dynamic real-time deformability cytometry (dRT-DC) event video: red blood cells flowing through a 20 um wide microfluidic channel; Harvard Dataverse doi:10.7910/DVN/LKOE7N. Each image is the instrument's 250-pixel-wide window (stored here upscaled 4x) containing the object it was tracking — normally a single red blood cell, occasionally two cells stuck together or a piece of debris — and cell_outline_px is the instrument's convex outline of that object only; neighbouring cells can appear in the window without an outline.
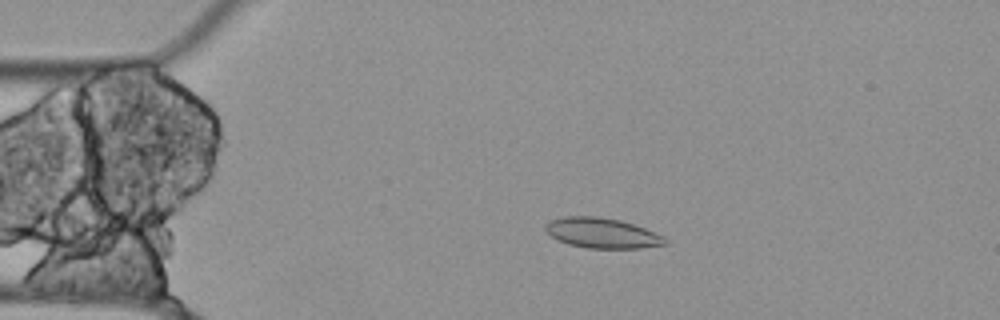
{"species": "Egyptian fruit bat (a non-hibernating species)", "species_latin": "Rousettus aegyptiacus", "temperature_condition": "cold", "stored_images_in_passage": 56, "camera_frame_rate_fps": 3000, "um_per_image_px": 0.085, "animal": {"sex": "female"}, "frame": {"image": 1, "passage_image": 12, "time_ms": 3.667, "image_size_px": [1000, 320], "cell_outline_px": [[668, 240], [664, 244], [640, 248], [588, 248], [568, 244], [552, 236], [544, 228], [544, 224], [552, 220], [564, 216], [596, 216], [620, 220], [644, 228], [664, 236]], "centroid_in_image_um": [51.17, 19.8], "position_along_channel_um": 33.8, "area_um2": 20.81}}
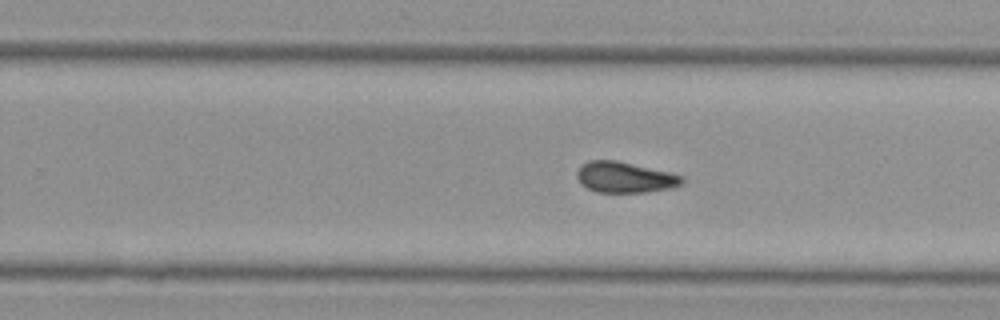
{"frame": {"image": 2, "passage_image": 35, "time_ms": 11.333, "image_size_px": [1000, 320], "cell_outline_px": [[684, 184], [672, 188], [644, 192], [596, 192], [580, 184], [576, 176], [576, 172], [580, 164], [588, 160], [616, 160], [672, 172], [684, 176]], "centroid_in_image_um": [53.12, 15.06], "position_along_channel_um": 276.7, "area_um2": 19.25}}
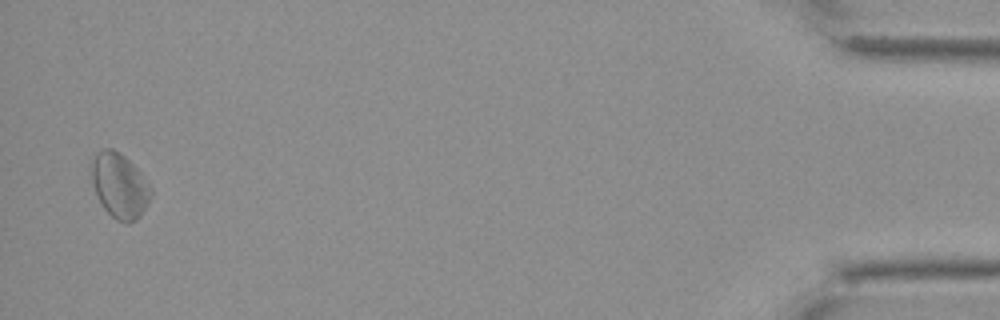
{"frame": {"image": 3, "passage_image": 55, "time_ms": 18.0, "image_size_px": [1000, 320], "cell_outline_px": [[152, 196], [148, 204], [140, 216], [136, 220], [128, 224], [124, 224], [116, 220], [104, 208], [92, 184], [88, 164], [96, 152], [100, 148], [112, 148], [120, 152], [140, 172], [152, 188]], "centroid_in_image_um": [10.14, 15.76], "position_along_channel_um": 425.1, "area_um2": 22.95}}